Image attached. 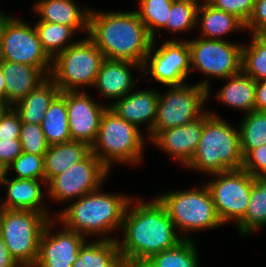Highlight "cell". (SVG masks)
<instances>
[{"instance_id": "1", "label": "cell", "mask_w": 266, "mask_h": 267, "mask_svg": "<svg viewBox=\"0 0 266 267\" xmlns=\"http://www.w3.org/2000/svg\"><path fill=\"white\" fill-rule=\"evenodd\" d=\"M119 230L124 232L123 239L116 241L127 265L144 263L152 255L174 248L184 240L157 197L150 203L131 199Z\"/></svg>"}, {"instance_id": "2", "label": "cell", "mask_w": 266, "mask_h": 267, "mask_svg": "<svg viewBox=\"0 0 266 267\" xmlns=\"http://www.w3.org/2000/svg\"><path fill=\"white\" fill-rule=\"evenodd\" d=\"M87 36L104 58L130 61L142 67L153 42L136 11L103 12L90 8Z\"/></svg>"}, {"instance_id": "3", "label": "cell", "mask_w": 266, "mask_h": 267, "mask_svg": "<svg viewBox=\"0 0 266 267\" xmlns=\"http://www.w3.org/2000/svg\"><path fill=\"white\" fill-rule=\"evenodd\" d=\"M101 188L72 201V204L56 215L55 221L58 219L59 224L82 234L85 238L94 234L99 235L97 239L100 240H116L117 237H110V234L118 228L121 229L132 197L104 193Z\"/></svg>"}, {"instance_id": "4", "label": "cell", "mask_w": 266, "mask_h": 267, "mask_svg": "<svg viewBox=\"0 0 266 267\" xmlns=\"http://www.w3.org/2000/svg\"><path fill=\"white\" fill-rule=\"evenodd\" d=\"M210 113L204 122L196 153L186 168L209 175L242 169L239 129L213 111Z\"/></svg>"}, {"instance_id": "5", "label": "cell", "mask_w": 266, "mask_h": 267, "mask_svg": "<svg viewBox=\"0 0 266 267\" xmlns=\"http://www.w3.org/2000/svg\"><path fill=\"white\" fill-rule=\"evenodd\" d=\"M144 138L141 129L118 116L109 107L102 114L92 153L109 170L112 163L138 165L143 159Z\"/></svg>"}, {"instance_id": "6", "label": "cell", "mask_w": 266, "mask_h": 267, "mask_svg": "<svg viewBox=\"0 0 266 267\" xmlns=\"http://www.w3.org/2000/svg\"><path fill=\"white\" fill-rule=\"evenodd\" d=\"M157 198L166 208L176 230H179L183 239L191 238L183 232L181 234L180 231L192 233L223 225L217 214L211 193L205 184L191 190L163 193Z\"/></svg>"}, {"instance_id": "7", "label": "cell", "mask_w": 266, "mask_h": 267, "mask_svg": "<svg viewBox=\"0 0 266 267\" xmlns=\"http://www.w3.org/2000/svg\"><path fill=\"white\" fill-rule=\"evenodd\" d=\"M208 80L195 85L167 86L166 94L159 92L156 118L153 129L147 138L151 141L160 131L189 124L201 117L205 102L210 98Z\"/></svg>"}, {"instance_id": "8", "label": "cell", "mask_w": 266, "mask_h": 267, "mask_svg": "<svg viewBox=\"0 0 266 267\" xmlns=\"http://www.w3.org/2000/svg\"><path fill=\"white\" fill-rule=\"evenodd\" d=\"M102 51L89 38L77 40L52 60L49 77L60 92L85 91L93 86L104 60ZM83 87L82 89H79Z\"/></svg>"}, {"instance_id": "9", "label": "cell", "mask_w": 266, "mask_h": 267, "mask_svg": "<svg viewBox=\"0 0 266 267\" xmlns=\"http://www.w3.org/2000/svg\"><path fill=\"white\" fill-rule=\"evenodd\" d=\"M50 219L39 212L5 209L0 235L11 256L21 267H34L39 240Z\"/></svg>"}, {"instance_id": "10", "label": "cell", "mask_w": 266, "mask_h": 267, "mask_svg": "<svg viewBox=\"0 0 266 267\" xmlns=\"http://www.w3.org/2000/svg\"><path fill=\"white\" fill-rule=\"evenodd\" d=\"M0 60L38 67L47 77L52 68L35 26L13 16L0 19Z\"/></svg>"}, {"instance_id": "11", "label": "cell", "mask_w": 266, "mask_h": 267, "mask_svg": "<svg viewBox=\"0 0 266 267\" xmlns=\"http://www.w3.org/2000/svg\"><path fill=\"white\" fill-rule=\"evenodd\" d=\"M216 179L205 183L223 225L237 224L248 208L254 176L243 169L213 174Z\"/></svg>"}, {"instance_id": "12", "label": "cell", "mask_w": 266, "mask_h": 267, "mask_svg": "<svg viewBox=\"0 0 266 267\" xmlns=\"http://www.w3.org/2000/svg\"><path fill=\"white\" fill-rule=\"evenodd\" d=\"M226 40L200 37L188 40L191 71L205 76L226 79L242 71V45Z\"/></svg>"}, {"instance_id": "13", "label": "cell", "mask_w": 266, "mask_h": 267, "mask_svg": "<svg viewBox=\"0 0 266 267\" xmlns=\"http://www.w3.org/2000/svg\"><path fill=\"white\" fill-rule=\"evenodd\" d=\"M102 162L91 152L84 160L55 176L46 187V195L54 202H66L98 190L109 175Z\"/></svg>"}, {"instance_id": "14", "label": "cell", "mask_w": 266, "mask_h": 267, "mask_svg": "<svg viewBox=\"0 0 266 267\" xmlns=\"http://www.w3.org/2000/svg\"><path fill=\"white\" fill-rule=\"evenodd\" d=\"M155 43L153 39L142 67L143 76L150 74L151 78L164 86L185 84L191 72L188 40H166L154 50Z\"/></svg>"}, {"instance_id": "15", "label": "cell", "mask_w": 266, "mask_h": 267, "mask_svg": "<svg viewBox=\"0 0 266 267\" xmlns=\"http://www.w3.org/2000/svg\"><path fill=\"white\" fill-rule=\"evenodd\" d=\"M50 219L39 240V252L34 267H72L79 257L80 247L86 238L65 226L64 229L53 233L56 223Z\"/></svg>"}, {"instance_id": "16", "label": "cell", "mask_w": 266, "mask_h": 267, "mask_svg": "<svg viewBox=\"0 0 266 267\" xmlns=\"http://www.w3.org/2000/svg\"><path fill=\"white\" fill-rule=\"evenodd\" d=\"M66 97L71 139L92 146L98 136L100 121L108 105L96 103L88 91H63Z\"/></svg>"}, {"instance_id": "17", "label": "cell", "mask_w": 266, "mask_h": 267, "mask_svg": "<svg viewBox=\"0 0 266 267\" xmlns=\"http://www.w3.org/2000/svg\"><path fill=\"white\" fill-rule=\"evenodd\" d=\"M210 115V111L207 110L201 117L189 124L160 131L149 142L186 167L196 153L204 122Z\"/></svg>"}, {"instance_id": "18", "label": "cell", "mask_w": 266, "mask_h": 267, "mask_svg": "<svg viewBox=\"0 0 266 267\" xmlns=\"http://www.w3.org/2000/svg\"><path fill=\"white\" fill-rule=\"evenodd\" d=\"M159 99V91L155 89L129 92L123 98L108 104L118 116L130 124L140 127L146 124L147 136L151 133Z\"/></svg>"}, {"instance_id": "19", "label": "cell", "mask_w": 266, "mask_h": 267, "mask_svg": "<svg viewBox=\"0 0 266 267\" xmlns=\"http://www.w3.org/2000/svg\"><path fill=\"white\" fill-rule=\"evenodd\" d=\"M132 68H137L142 75V66L137 63L105 58L93 86L99 89L105 99H112L114 103V100L123 98L135 88Z\"/></svg>"}, {"instance_id": "20", "label": "cell", "mask_w": 266, "mask_h": 267, "mask_svg": "<svg viewBox=\"0 0 266 267\" xmlns=\"http://www.w3.org/2000/svg\"><path fill=\"white\" fill-rule=\"evenodd\" d=\"M45 184V185H44ZM45 180L36 179H6L2 182L1 187H6L5 200L1 203L5 209L11 210H28L39 212L46 215L49 219H53L49 214L47 206L43 201L42 186H46ZM43 202V203H42Z\"/></svg>"}, {"instance_id": "21", "label": "cell", "mask_w": 266, "mask_h": 267, "mask_svg": "<svg viewBox=\"0 0 266 267\" xmlns=\"http://www.w3.org/2000/svg\"><path fill=\"white\" fill-rule=\"evenodd\" d=\"M0 66L6 84V99L2 103L6 107H13L47 78L38 67L27 64L0 60Z\"/></svg>"}, {"instance_id": "22", "label": "cell", "mask_w": 266, "mask_h": 267, "mask_svg": "<svg viewBox=\"0 0 266 267\" xmlns=\"http://www.w3.org/2000/svg\"><path fill=\"white\" fill-rule=\"evenodd\" d=\"M32 7L40 16L38 21L72 26L88 35L89 7L80 10L73 0H38Z\"/></svg>"}, {"instance_id": "23", "label": "cell", "mask_w": 266, "mask_h": 267, "mask_svg": "<svg viewBox=\"0 0 266 267\" xmlns=\"http://www.w3.org/2000/svg\"><path fill=\"white\" fill-rule=\"evenodd\" d=\"M91 152L90 145L76 140L50 145L44 155L46 183L48 184L70 166L84 160Z\"/></svg>"}, {"instance_id": "24", "label": "cell", "mask_w": 266, "mask_h": 267, "mask_svg": "<svg viewBox=\"0 0 266 267\" xmlns=\"http://www.w3.org/2000/svg\"><path fill=\"white\" fill-rule=\"evenodd\" d=\"M201 1L204 2L198 6L196 21L201 32L199 37L224 40L223 36L234 32V30H245V24L235 15L216 9L206 0Z\"/></svg>"}, {"instance_id": "25", "label": "cell", "mask_w": 266, "mask_h": 267, "mask_svg": "<svg viewBox=\"0 0 266 267\" xmlns=\"http://www.w3.org/2000/svg\"><path fill=\"white\" fill-rule=\"evenodd\" d=\"M59 93L60 89L48 76L25 98L18 101L13 109L19 114L21 122L41 125L49 105Z\"/></svg>"}, {"instance_id": "26", "label": "cell", "mask_w": 266, "mask_h": 267, "mask_svg": "<svg viewBox=\"0 0 266 267\" xmlns=\"http://www.w3.org/2000/svg\"><path fill=\"white\" fill-rule=\"evenodd\" d=\"M226 84L215 94L222 104L248 114L255 110L256 81L243 71L226 78Z\"/></svg>"}, {"instance_id": "27", "label": "cell", "mask_w": 266, "mask_h": 267, "mask_svg": "<svg viewBox=\"0 0 266 267\" xmlns=\"http://www.w3.org/2000/svg\"><path fill=\"white\" fill-rule=\"evenodd\" d=\"M124 264L116 240L85 241L72 267H121Z\"/></svg>"}, {"instance_id": "28", "label": "cell", "mask_w": 266, "mask_h": 267, "mask_svg": "<svg viewBox=\"0 0 266 267\" xmlns=\"http://www.w3.org/2000/svg\"><path fill=\"white\" fill-rule=\"evenodd\" d=\"M41 127L49 146L72 140L68 123L66 97L61 92L49 105Z\"/></svg>"}, {"instance_id": "29", "label": "cell", "mask_w": 266, "mask_h": 267, "mask_svg": "<svg viewBox=\"0 0 266 267\" xmlns=\"http://www.w3.org/2000/svg\"><path fill=\"white\" fill-rule=\"evenodd\" d=\"M242 236L252 234L266 225V176L254 177L245 216L236 224Z\"/></svg>"}, {"instance_id": "30", "label": "cell", "mask_w": 266, "mask_h": 267, "mask_svg": "<svg viewBox=\"0 0 266 267\" xmlns=\"http://www.w3.org/2000/svg\"><path fill=\"white\" fill-rule=\"evenodd\" d=\"M39 40L44 52L53 60L62 51L77 41H70L77 30L72 26L38 21L35 23Z\"/></svg>"}, {"instance_id": "31", "label": "cell", "mask_w": 266, "mask_h": 267, "mask_svg": "<svg viewBox=\"0 0 266 267\" xmlns=\"http://www.w3.org/2000/svg\"><path fill=\"white\" fill-rule=\"evenodd\" d=\"M196 241L184 239L176 247L152 255L148 267H199Z\"/></svg>"}, {"instance_id": "32", "label": "cell", "mask_w": 266, "mask_h": 267, "mask_svg": "<svg viewBox=\"0 0 266 267\" xmlns=\"http://www.w3.org/2000/svg\"><path fill=\"white\" fill-rule=\"evenodd\" d=\"M240 149L243 157L251 150L266 144V112L253 110L240 123Z\"/></svg>"}, {"instance_id": "33", "label": "cell", "mask_w": 266, "mask_h": 267, "mask_svg": "<svg viewBox=\"0 0 266 267\" xmlns=\"http://www.w3.org/2000/svg\"><path fill=\"white\" fill-rule=\"evenodd\" d=\"M249 45L242 47V71L255 81L266 80V43L251 34Z\"/></svg>"}, {"instance_id": "34", "label": "cell", "mask_w": 266, "mask_h": 267, "mask_svg": "<svg viewBox=\"0 0 266 267\" xmlns=\"http://www.w3.org/2000/svg\"><path fill=\"white\" fill-rule=\"evenodd\" d=\"M174 0H140L137 12L140 20L146 26L149 34L156 41V29H163L169 18Z\"/></svg>"}, {"instance_id": "35", "label": "cell", "mask_w": 266, "mask_h": 267, "mask_svg": "<svg viewBox=\"0 0 266 267\" xmlns=\"http://www.w3.org/2000/svg\"><path fill=\"white\" fill-rule=\"evenodd\" d=\"M199 0H174L166 26L168 32H187L197 28V9Z\"/></svg>"}, {"instance_id": "36", "label": "cell", "mask_w": 266, "mask_h": 267, "mask_svg": "<svg viewBox=\"0 0 266 267\" xmlns=\"http://www.w3.org/2000/svg\"><path fill=\"white\" fill-rule=\"evenodd\" d=\"M15 172L17 179L45 180L44 155H35L23 152L8 167Z\"/></svg>"}, {"instance_id": "37", "label": "cell", "mask_w": 266, "mask_h": 267, "mask_svg": "<svg viewBox=\"0 0 266 267\" xmlns=\"http://www.w3.org/2000/svg\"><path fill=\"white\" fill-rule=\"evenodd\" d=\"M22 151L35 155H45L48 143L45 139L41 125L22 122L20 130Z\"/></svg>"}, {"instance_id": "38", "label": "cell", "mask_w": 266, "mask_h": 267, "mask_svg": "<svg viewBox=\"0 0 266 267\" xmlns=\"http://www.w3.org/2000/svg\"><path fill=\"white\" fill-rule=\"evenodd\" d=\"M216 9L235 15L244 24L251 16L256 0H206Z\"/></svg>"}, {"instance_id": "39", "label": "cell", "mask_w": 266, "mask_h": 267, "mask_svg": "<svg viewBox=\"0 0 266 267\" xmlns=\"http://www.w3.org/2000/svg\"><path fill=\"white\" fill-rule=\"evenodd\" d=\"M21 119L13 107H5L0 113V140L20 137Z\"/></svg>"}, {"instance_id": "40", "label": "cell", "mask_w": 266, "mask_h": 267, "mask_svg": "<svg viewBox=\"0 0 266 267\" xmlns=\"http://www.w3.org/2000/svg\"><path fill=\"white\" fill-rule=\"evenodd\" d=\"M242 169L254 177L266 176V144L251 149L243 157Z\"/></svg>"}, {"instance_id": "41", "label": "cell", "mask_w": 266, "mask_h": 267, "mask_svg": "<svg viewBox=\"0 0 266 267\" xmlns=\"http://www.w3.org/2000/svg\"><path fill=\"white\" fill-rule=\"evenodd\" d=\"M266 25V0H256L251 16L245 24V30L256 34Z\"/></svg>"}, {"instance_id": "42", "label": "cell", "mask_w": 266, "mask_h": 267, "mask_svg": "<svg viewBox=\"0 0 266 267\" xmlns=\"http://www.w3.org/2000/svg\"><path fill=\"white\" fill-rule=\"evenodd\" d=\"M22 153V145L19 138L0 140V160L7 167Z\"/></svg>"}, {"instance_id": "43", "label": "cell", "mask_w": 266, "mask_h": 267, "mask_svg": "<svg viewBox=\"0 0 266 267\" xmlns=\"http://www.w3.org/2000/svg\"><path fill=\"white\" fill-rule=\"evenodd\" d=\"M255 110L266 112V80L256 81Z\"/></svg>"}, {"instance_id": "44", "label": "cell", "mask_w": 266, "mask_h": 267, "mask_svg": "<svg viewBox=\"0 0 266 267\" xmlns=\"http://www.w3.org/2000/svg\"><path fill=\"white\" fill-rule=\"evenodd\" d=\"M0 267H21L11 256L5 242L0 235Z\"/></svg>"}, {"instance_id": "45", "label": "cell", "mask_w": 266, "mask_h": 267, "mask_svg": "<svg viewBox=\"0 0 266 267\" xmlns=\"http://www.w3.org/2000/svg\"><path fill=\"white\" fill-rule=\"evenodd\" d=\"M5 80L3 77V71L0 66V101L3 102L6 99Z\"/></svg>"}, {"instance_id": "46", "label": "cell", "mask_w": 266, "mask_h": 267, "mask_svg": "<svg viewBox=\"0 0 266 267\" xmlns=\"http://www.w3.org/2000/svg\"><path fill=\"white\" fill-rule=\"evenodd\" d=\"M8 176L7 166L0 160V186Z\"/></svg>"}, {"instance_id": "47", "label": "cell", "mask_w": 266, "mask_h": 267, "mask_svg": "<svg viewBox=\"0 0 266 267\" xmlns=\"http://www.w3.org/2000/svg\"><path fill=\"white\" fill-rule=\"evenodd\" d=\"M255 35L266 43V25L263 26Z\"/></svg>"}, {"instance_id": "48", "label": "cell", "mask_w": 266, "mask_h": 267, "mask_svg": "<svg viewBox=\"0 0 266 267\" xmlns=\"http://www.w3.org/2000/svg\"><path fill=\"white\" fill-rule=\"evenodd\" d=\"M128 267H148L145 263H131Z\"/></svg>"}, {"instance_id": "49", "label": "cell", "mask_w": 266, "mask_h": 267, "mask_svg": "<svg viewBox=\"0 0 266 267\" xmlns=\"http://www.w3.org/2000/svg\"><path fill=\"white\" fill-rule=\"evenodd\" d=\"M4 211H5V207L0 202V227H1V221H2V216H3Z\"/></svg>"}, {"instance_id": "50", "label": "cell", "mask_w": 266, "mask_h": 267, "mask_svg": "<svg viewBox=\"0 0 266 267\" xmlns=\"http://www.w3.org/2000/svg\"><path fill=\"white\" fill-rule=\"evenodd\" d=\"M6 106L0 101V113L2 112V110L5 108Z\"/></svg>"}, {"instance_id": "51", "label": "cell", "mask_w": 266, "mask_h": 267, "mask_svg": "<svg viewBox=\"0 0 266 267\" xmlns=\"http://www.w3.org/2000/svg\"><path fill=\"white\" fill-rule=\"evenodd\" d=\"M7 16H9V15H7V14L5 15L3 12L0 11V19L4 18V17H7Z\"/></svg>"}, {"instance_id": "52", "label": "cell", "mask_w": 266, "mask_h": 267, "mask_svg": "<svg viewBox=\"0 0 266 267\" xmlns=\"http://www.w3.org/2000/svg\"><path fill=\"white\" fill-rule=\"evenodd\" d=\"M121 267H128V265L124 263Z\"/></svg>"}]
</instances>
